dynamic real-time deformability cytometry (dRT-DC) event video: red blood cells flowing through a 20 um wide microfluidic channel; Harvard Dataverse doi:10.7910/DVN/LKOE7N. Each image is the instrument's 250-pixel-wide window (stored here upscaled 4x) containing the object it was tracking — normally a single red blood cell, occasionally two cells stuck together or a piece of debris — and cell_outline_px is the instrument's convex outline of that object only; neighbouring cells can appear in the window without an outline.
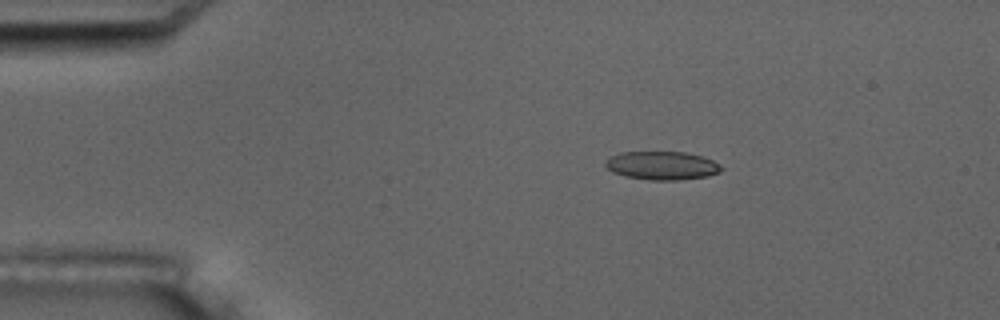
{"species": "common noctule bat (a hibernating species)", "species_latin": "Nyctalus noctula", "temperature_condition": "room temperature", "stored_images_in_passage": 5, "camera_frame_rate_fps": 3000, "um_per_image_px": 0.085, "animal": {"sex": "male", "body_mass_g": 17.5, "forearm_length_mm": 52.3}, "frame": {"image": 1, "passage_image": 3, "time_ms": 3.0, "image_size_px": [1000, 320], "cell_outline_px": [[724, 168], [720, 172], [708, 176], [680, 180], [652, 180], [624, 176], [612, 172], [604, 164], [604, 160], [608, 156], [620, 152], [684, 152], [700, 156], [712, 160], [720, 164]], "centroid_in_image_um": [56.24, 14.07], "position_along_channel_um": 28.8, "area_um2": 19.36}}